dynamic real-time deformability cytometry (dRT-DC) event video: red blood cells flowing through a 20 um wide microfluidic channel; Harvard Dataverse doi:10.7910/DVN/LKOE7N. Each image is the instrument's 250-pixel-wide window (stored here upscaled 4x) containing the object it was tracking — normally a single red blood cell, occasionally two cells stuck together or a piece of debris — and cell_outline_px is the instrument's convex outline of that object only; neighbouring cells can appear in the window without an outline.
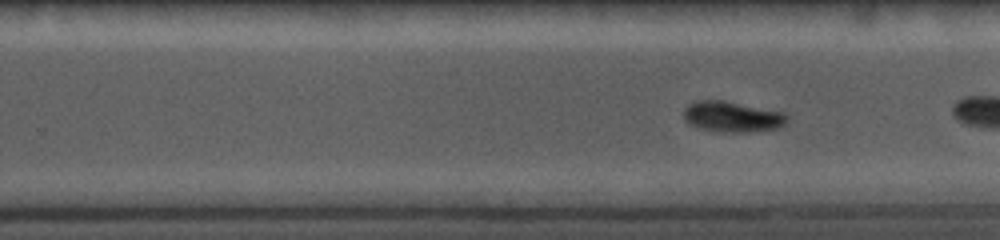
{"species": "common noctule bat (a hibernating species)", "species_latin": "Nyctalus noctula", "temperature_condition": "cold", "stored_images_in_passage": 35, "camera_frame_rate_fps": 5000, "um_per_image_px": 0.085, "animal": {"sex": "female", "body_mass_g": 19.0, "forearm_length_mm": 56.7}, "frame": {"image": 1, "passage_image": 20, "time_ms": 5.2, "image_size_px": [1000, 240], "cell_outline_px": [[788, 120], [784, 128], [748, 132], [720, 132], [700, 128], [688, 124], [684, 120], [684, 108], [688, 104], [700, 100], [724, 100], [784, 112], [788, 116]], "centroid_in_image_um": [62.28, 9.93], "position_along_channel_um": 267.5, "area_um2": 18.84}}